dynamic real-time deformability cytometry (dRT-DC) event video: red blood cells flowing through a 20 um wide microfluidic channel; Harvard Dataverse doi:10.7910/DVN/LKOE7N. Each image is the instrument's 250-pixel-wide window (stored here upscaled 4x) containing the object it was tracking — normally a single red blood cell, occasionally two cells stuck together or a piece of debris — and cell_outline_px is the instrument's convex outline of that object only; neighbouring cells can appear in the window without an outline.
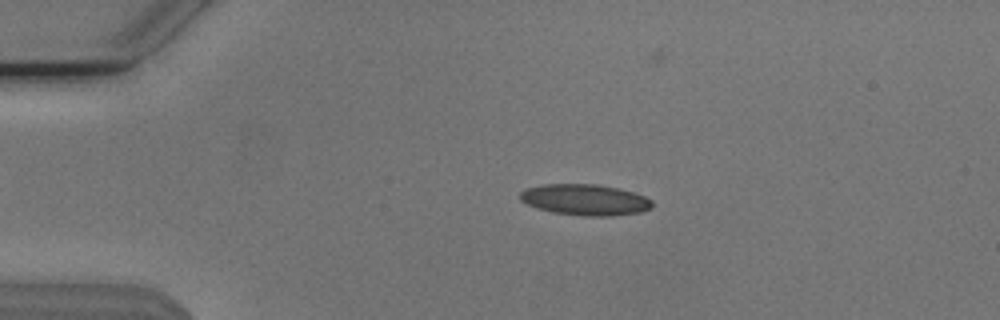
{"species": "Egyptian fruit bat (a non-hibernating species)", "species_latin": "Rousettus aegyptiacus", "temperature_condition": "cold", "stored_images_in_passage": 28, "camera_frame_rate_fps": 3000, "um_per_image_px": 0.085, "animal": {"sex": "male"}, "frame": {"image": 1, "passage_image": 11, "time_ms": 3.333, "image_size_px": [1000, 320], "cell_outline_px": [[652, 208], [640, 212], [612, 216], [584, 216], [552, 212], [536, 208], [520, 200], [520, 192], [528, 188], [544, 184], [596, 184], [616, 188], [632, 192], [644, 196], [652, 200]], "centroid_in_image_um": [49.73, 16.99], "position_along_channel_um": 35.3, "area_um2": 23.81}}
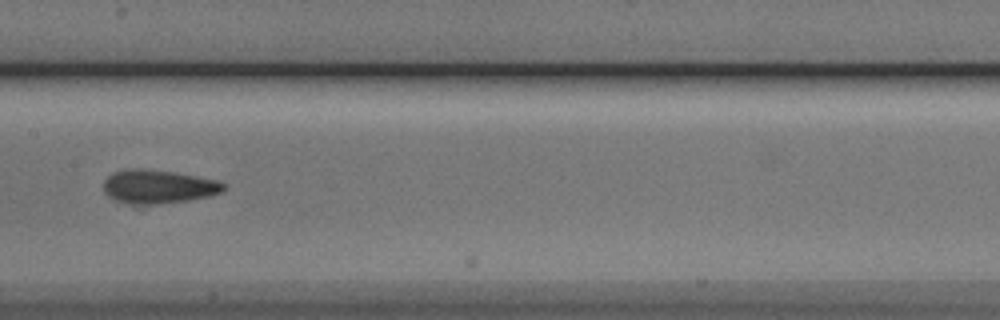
{"frame": {"image": 2, "passage_image": 27, "time_ms": 8.667, "image_size_px": [1000, 320], "cell_outline_px": [[224, 188], [220, 192], [208, 196], [188, 200], [160, 204], [128, 204], [116, 200], [108, 196], [104, 192], [104, 180], [112, 172], [128, 168], [136, 168], [172, 172], [216, 180], [224, 184]], "centroid_in_image_um": [13.38, 15.87], "position_along_channel_um": 194.0, "area_um2": 23.29}}